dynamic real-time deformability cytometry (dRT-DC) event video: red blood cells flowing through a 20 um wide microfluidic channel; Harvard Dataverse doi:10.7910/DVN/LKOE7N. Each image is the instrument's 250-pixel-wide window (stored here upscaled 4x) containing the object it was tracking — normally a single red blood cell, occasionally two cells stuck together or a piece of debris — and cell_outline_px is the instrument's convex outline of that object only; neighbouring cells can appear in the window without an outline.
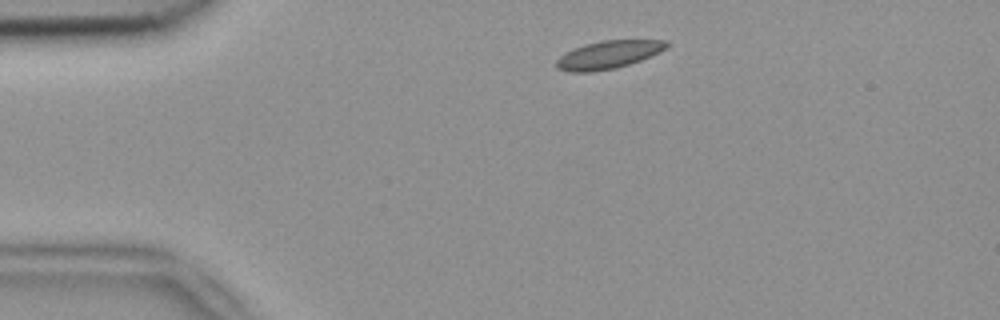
{"species": "common noctule bat (a hibernating species)", "species_latin": "Nyctalus noctula", "temperature_condition": "room temperature", "stored_images_in_passage": 5, "camera_frame_rate_fps": 3000, "um_per_image_px": 0.085, "animal": {"sex": "female", "body_mass_g": 18.4}, "frame": {"image": 1, "passage_image": 1, "time_ms": 0.0, "image_size_px": [1000, 320], "cell_outline_px": [[672, 44], [668, 48], [660, 52], [640, 60], [616, 68], [592, 72], [568, 72], [556, 68], [556, 60], [564, 52], [584, 44], [600, 40], [668, 40]], "centroid_in_image_um": [51.72, 4.64], "position_along_channel_um": 33.3, "area_um2": 18.21}}
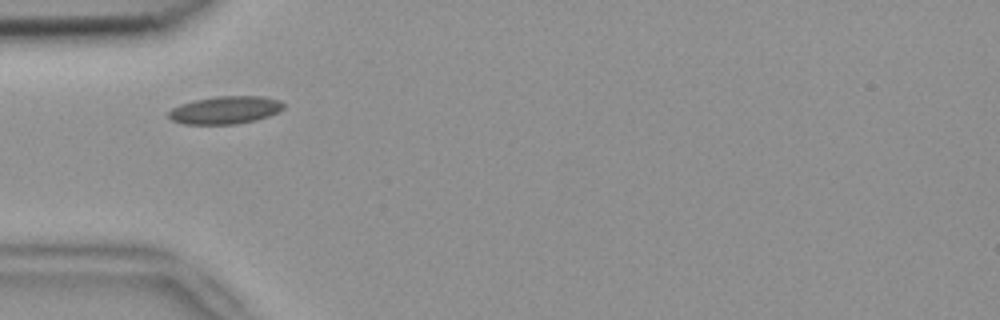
{"frame": {"image": 2, "passage_image": 2, "time_ms": 0.333, "image_size_px": [1000, 320], "cell_outline_px": [[284, 108], [280, 112], [256, 120], [236, 124], [184, 124], [172, 120], [168, 116], [168, 112], [172, 108], [180, 104], [192, 100], [216, 96], [260, 96], [280, 100], [284, 104]], "centroid_in_image_um": [19.15, 9.35], "position_along_channel_um": 65.9, "area_um2": 18.73}}
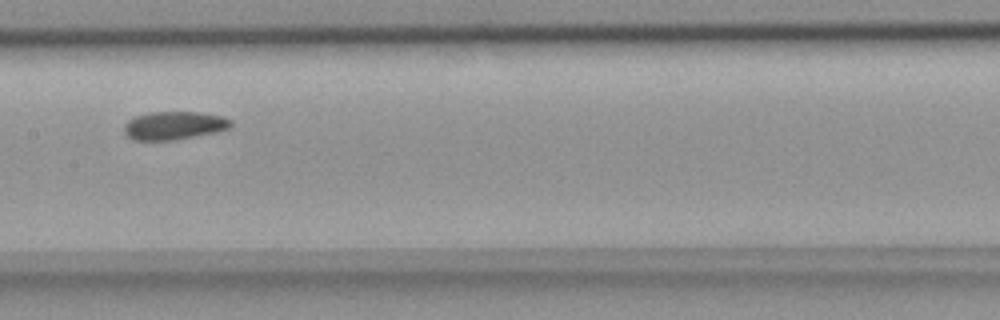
{"frame": {"image": 3, "passage_image": 5, "time_ms": 1.333, "image_size_px": [1000, 320], "cell_outline_px": [[232, 128], [216, 132], [172, 140], [132, 140], [124, 132], [124, 124], [128, 120], [136, 116], [152, 112], [200, 112], [220, 116], [232, 120]], "centroid_in_image_um": [14.8, 10.67], "position_along_channel_um": 192.6, "area_um2": 17.51}}